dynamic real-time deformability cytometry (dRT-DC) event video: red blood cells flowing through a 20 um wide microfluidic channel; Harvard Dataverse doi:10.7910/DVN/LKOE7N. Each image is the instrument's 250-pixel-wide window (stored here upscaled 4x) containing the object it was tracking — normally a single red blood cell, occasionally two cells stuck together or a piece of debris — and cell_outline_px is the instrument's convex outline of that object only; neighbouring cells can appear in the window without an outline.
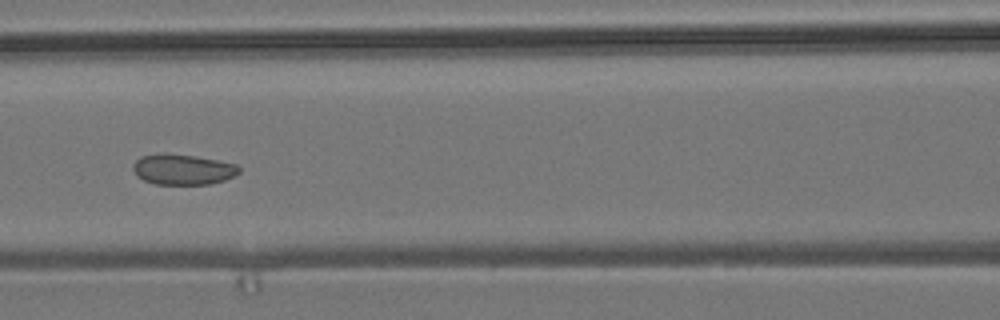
{"species": "common noctule bat (a hibernating species)", "species_latin": "Nyctalus noctula", "temperature_condition": "room temperature", "stored_images_in_passage": 8, "camera_frame_rate_fps": 3000, "um_per_image_px": 0.085, "animal": {"sex": "male", "body_mass_g": 19.2, "forearm_length_mm": 51.8}, "frame": {"image": 1, "passage_image": 3, "time_ms": 0.667, "image_size_px": [1000, 320], "cell_outline_px": [[240, 172], [224, 180], [208, 184], [156, 184], [144, 180], [136, 176], [132, 168], [132, 164], [140, 156], [164, 152], [196, 156], [236, 164], [240, 168]], "centroid_in_image_um": [15.49, 14.38], "position_along_channel_um": 151.1, "area_um2": 18.96}}
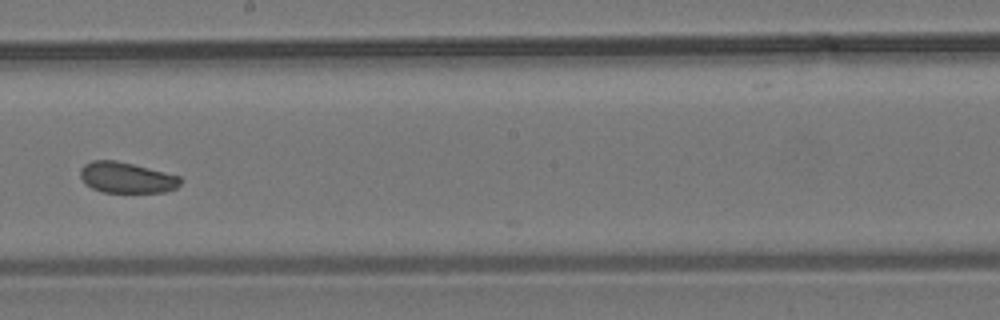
{"frame": {"image": 2, "passage_image": 5, "time_ms": 1.333, "image_size_px": [1000, 320], "cell_outline_px": [[184, 180], [176, 188], [164, 192], [104, 192], [92, 188], [80, 176], [80, 168], [84, 164], [92, 160], [116, 160], [180, 176]], "centroid_in_image_um": [10.78, 15.09], "position_along_channel_um": 237.4, "area_um2": 17.86}}
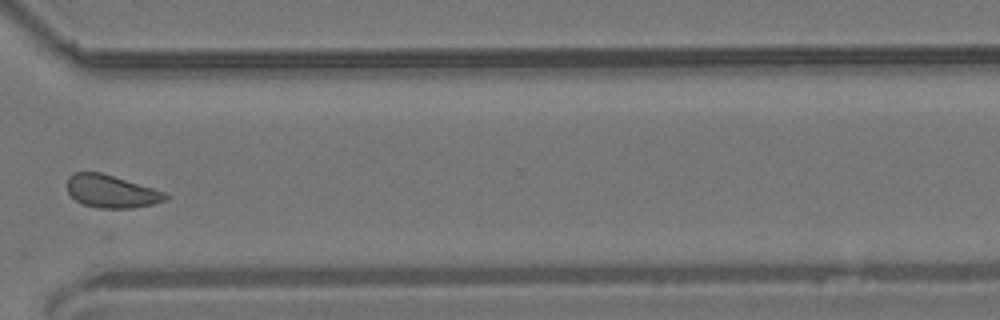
{"frame": {"image": 3, "passage_image": 8, "time_ms": 2.333, "image_size_px": [1000, 320], "cell_outline_px": [[168, 200], [152, 204], [132, 208], [96, 208], [84, 204], [76, 200], [68, 192], [68, 176], [72, 172], [100, 172], [152, 188], [164, 192], [168, 196]], "centroid_in_image_um": [9.45, 16.27], "position_along_channel_um": 361.2, "area_um2": 18.55}}